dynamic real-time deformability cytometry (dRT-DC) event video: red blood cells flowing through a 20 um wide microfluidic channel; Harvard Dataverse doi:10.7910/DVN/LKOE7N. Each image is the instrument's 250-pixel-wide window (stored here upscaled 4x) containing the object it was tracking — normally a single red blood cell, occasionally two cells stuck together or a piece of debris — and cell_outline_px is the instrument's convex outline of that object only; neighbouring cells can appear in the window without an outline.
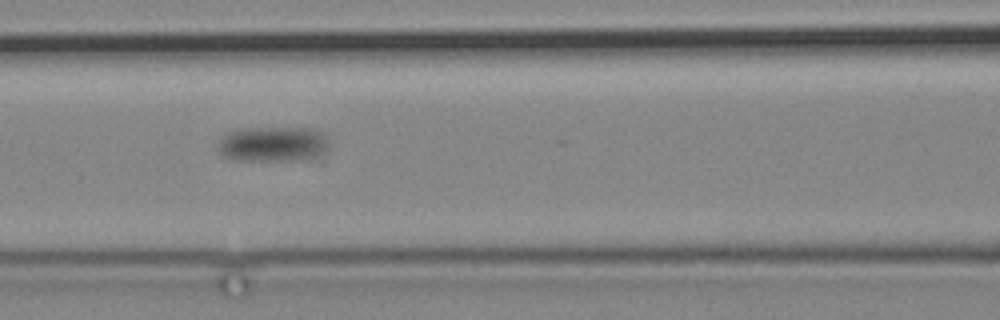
{"species": "common noctule bat (a hibernating species)", "species_latin": "Nyctalus noctula", "temperature_condition": "cold", "stored_images_in_passage": 15, "camera_frame_rate_fps": 3000, "um_per_image_px": 0.085, "animal": {"sex": "male", "body_mass_g": 19.2, "forearm_length_mm": 51.8}, "frame": {"image": 1, "passage_image": 6, "time_ms": 6.333, "image_size_px": [1000, 320], "cell_outline_px": [[328, 148], [320, 160], [236, 160], [220, 156], [216, 148], [220, 136], [228, 132], [244, 128], [316, 128], [324, 132], [328, 140]], "centroid_in_image_um": [23.24, 12.26], "position_along_channel_um": 143.4, "area_um2": 23.76}}
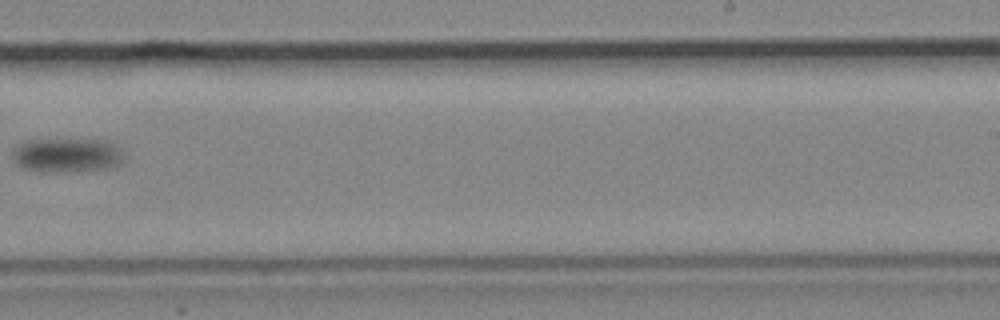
{"frame": {"image": 2, "passage_image": 10, "time_ms": 11.667, "image_size_px": [1000, 320], "cell_outline_px": [[124, 156], [116, 164], [108, 168], [64, 172], [40, 172], [20, 168], [12, 160], [12, 148], [16, 144], [24, 140], [108, 140], [116, 144], [124, 152]], "centroid_in_image_um": [5.61, 13.19], "position_along_channel_um": 283.4, "area_um2": 22.6}}
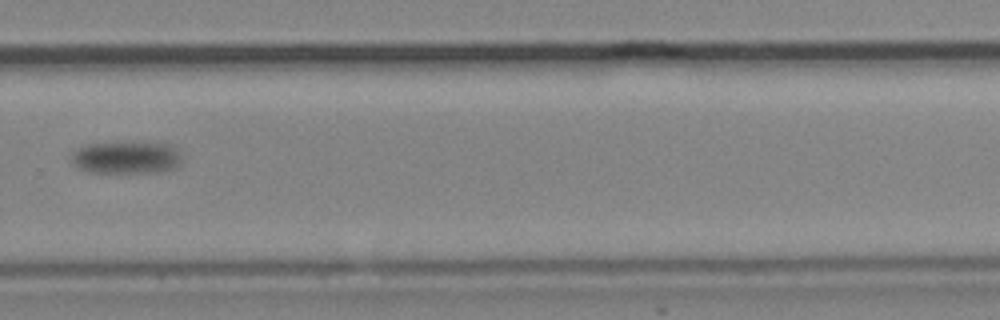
{"frame": {"image": 3, "passage_image": 11, "time_ms": 13.0, "image_size_px": [1000, 320], "cell_outline_px": [[184, 160], [176, 168], [160, 172], [88, 172], [76, 168], [68, 160], [68, 156], [76, 148], [84, 144], [168, 144], [176, 148], [184, 156]], "centroid_in_image_um": [10.7, 13.42], "position_along_channel_um": 319.1, "area_um2": 20.98}}